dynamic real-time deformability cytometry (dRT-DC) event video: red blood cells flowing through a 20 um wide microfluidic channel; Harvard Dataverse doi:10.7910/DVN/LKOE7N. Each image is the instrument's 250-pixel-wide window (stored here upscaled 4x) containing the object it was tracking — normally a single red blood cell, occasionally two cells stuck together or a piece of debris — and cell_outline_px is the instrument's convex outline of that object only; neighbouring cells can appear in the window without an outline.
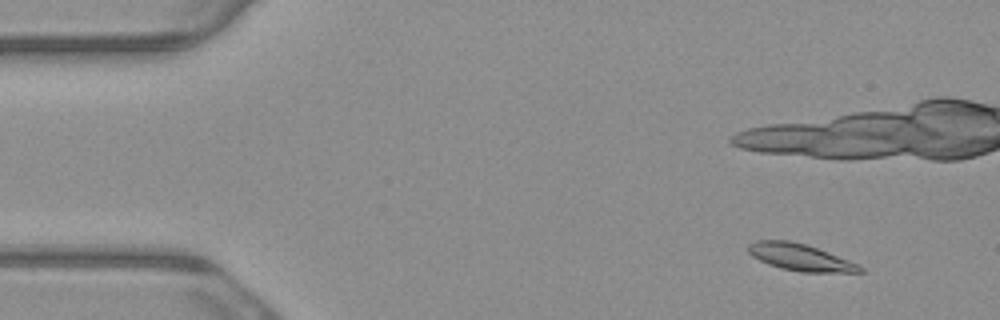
{"species": "common noctule bat (a hibernating species)", "species_latin": "Nyctalus noctula", "temperature_condition": "warm", "stored_images_in_passage": 4, "camera_frame_rate_fps": 3000, "um_per_image_px": 0.085, "animal": {"sex": "male", "body_mass_g": 23.1, "forearm_length_mm": 52.7}, "frame": {"image": 1, "passage_image": 2, "time_ms": 0.333, "image_size_px": [1000, 320], "cell_outline_px": [[864, 272], [800, 272], [780, 268], [768, 264], [752, 256], [748, 252], [748, 244], [756, 240], [788, 240], [804, 244], [816, 248], [860, 264], [864, 268]], "centroid_in_image_um": [68.02, 21.87], "position_along_channel_um": 17.0, "area_um2": 17.4}}